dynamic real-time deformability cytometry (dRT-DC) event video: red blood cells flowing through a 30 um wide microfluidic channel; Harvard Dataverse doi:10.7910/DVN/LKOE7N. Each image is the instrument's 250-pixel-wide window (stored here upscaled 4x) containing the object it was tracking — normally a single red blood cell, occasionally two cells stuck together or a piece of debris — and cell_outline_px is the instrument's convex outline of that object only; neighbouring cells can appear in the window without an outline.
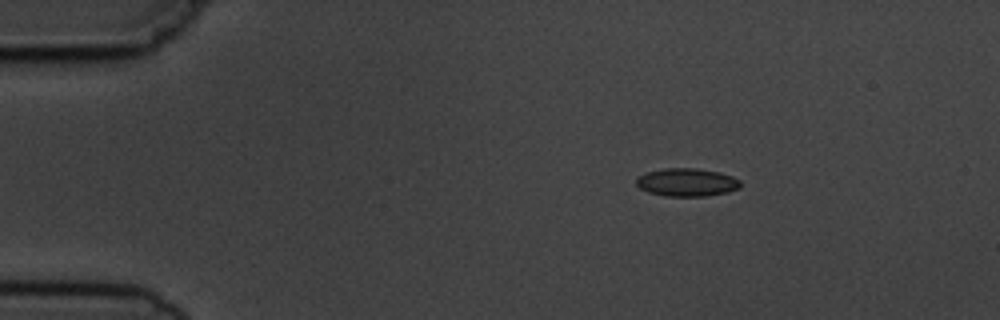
{"species": "common noctule bat (a hibernating species)", "species_latin": "Nyctalus noctula", "temperature_condition": "cold", "stored_images_in_passage": 4, "camera_frame_rate_fps": 3000, "um_per_image_px": 0.085, "animal": {"sex": "male", "body_mass_g": 19.5, "forearm_length_mm": 54.6}, "frame": {"image": 1, "passage_image": 2, "time_ms": 1.0, "image_size_px": [1000, 320], "cell_outline_px": [[740, 188], [728, 192], [704, 196], [664, 196], [648, 192], [640, 188], [636, 184], [636, 180], [640, 176], [648, 172], [664, 168], [696, 168], [720, 172], [732, 176], [740, 180]], "centroid_in_image_um": [58.4, 15.5], "position_along_channel_um": 26.6, "area_um2": 16.99}}
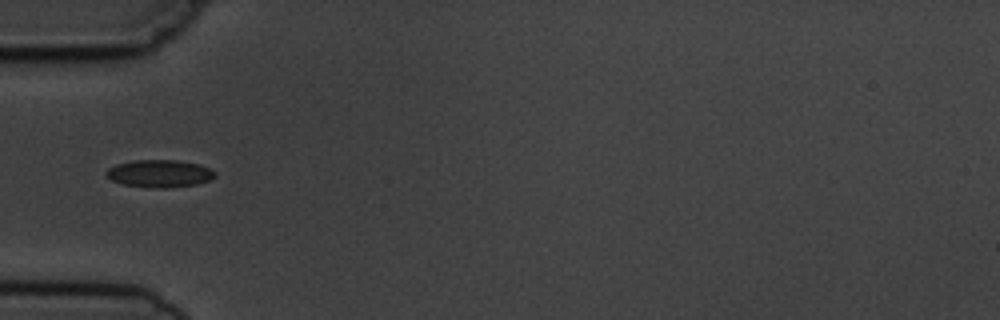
{"frame": {"image": 2, "passage_image": 4, "time_ms": 4.0, "image_size_px": [1000, 320], "cell_outline_px": [[216, 176], [208, 180], [196, 184], [168, 188], [156, 188], [124, 184], [112, 180], [104, 172], [108, 168], [116, 164], [132, 160], [180, 160], [200, 164], [212, 168], [216, 172]], "centroid_in_image_um": [13.59, 14.73], "position_along_channel_um": 71.4, "area_um2": 17.51}}